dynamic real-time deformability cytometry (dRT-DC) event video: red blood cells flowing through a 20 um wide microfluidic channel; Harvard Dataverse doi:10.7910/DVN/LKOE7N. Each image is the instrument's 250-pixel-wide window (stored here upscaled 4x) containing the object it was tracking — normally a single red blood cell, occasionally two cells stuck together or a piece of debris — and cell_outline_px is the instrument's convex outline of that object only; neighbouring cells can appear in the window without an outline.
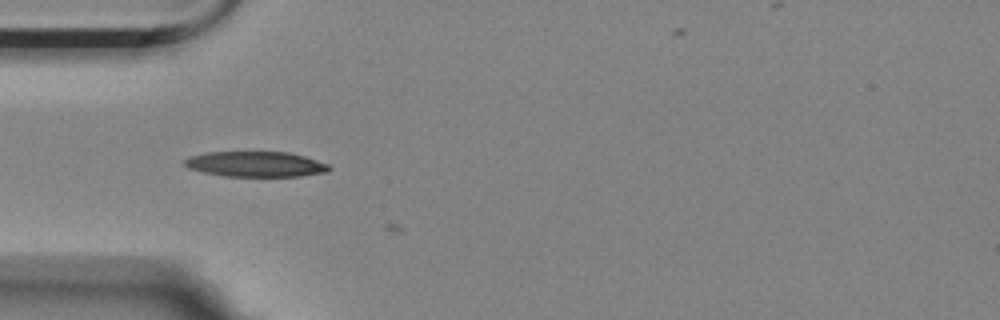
{"species": "Egyptian fruit bat (a non-hibernating species)", "species_latin": "Rousettus aegyptiacus", "temperature_condition": "room temperature", "stored_images_in_passage": 6, "camera_frame_rate_fps": 3000, "um_per_image_px": 0.085, "animal": {"sex": "female"}, "frame": {"image": 1, "passage_image": 5, "time_ms": 1.333, "image_size_px": [1000, 320], "cell_outline_px": [[332, 168], [328, 172], [300, 176], [224, 176], [204, 172], [188, 168], [184, 164], [184, 160], [188, 156], [204, 152], [288, 152], [304, 156], [328, 164]], "centroid_in_image_um": [21.72, 13.95], "position_along_channel_um": 63.3, "area_um2": 21.39}}